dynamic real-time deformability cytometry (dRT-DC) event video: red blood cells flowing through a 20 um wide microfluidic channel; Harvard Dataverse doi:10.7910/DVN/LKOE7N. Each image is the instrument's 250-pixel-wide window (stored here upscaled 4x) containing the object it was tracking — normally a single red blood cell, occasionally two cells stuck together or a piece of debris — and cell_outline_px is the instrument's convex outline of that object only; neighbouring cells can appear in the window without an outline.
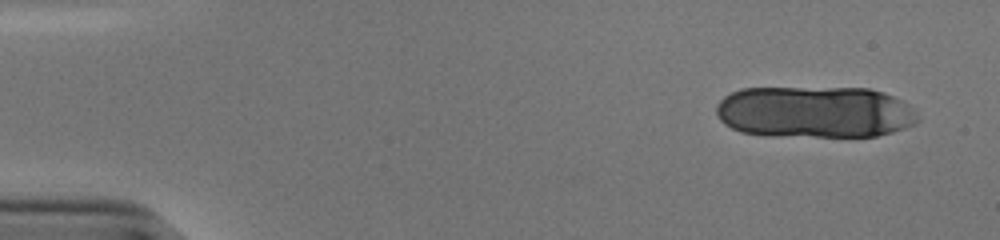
{"species": "human", "species_latin": "Homo sapiens", "temperature_condition": "cold", "stored_images_in_passage": 16, "camera_frame_rate_fps": 3000, "um_per_image_px": 0.085, "donor": {"sex": "male"}, "frame": {"image": 1, "passage_image": 3, "time_ms": 0.667, "image_size_px": [1000, 240], "cell_outline_px": [[920, 120], [904, 128], [892, 132], [876, 136], [772, 136], [740, 132], [724, 124], [720, 120], [716, 112], [716, 104], [724, 96], [740, 88], [868, 88], [884, 92], [900, 100]], "centroid_in_image_um": [69.18, 9.52], "position_along_channel_um": 15.8, "area_um2": 60.75}}